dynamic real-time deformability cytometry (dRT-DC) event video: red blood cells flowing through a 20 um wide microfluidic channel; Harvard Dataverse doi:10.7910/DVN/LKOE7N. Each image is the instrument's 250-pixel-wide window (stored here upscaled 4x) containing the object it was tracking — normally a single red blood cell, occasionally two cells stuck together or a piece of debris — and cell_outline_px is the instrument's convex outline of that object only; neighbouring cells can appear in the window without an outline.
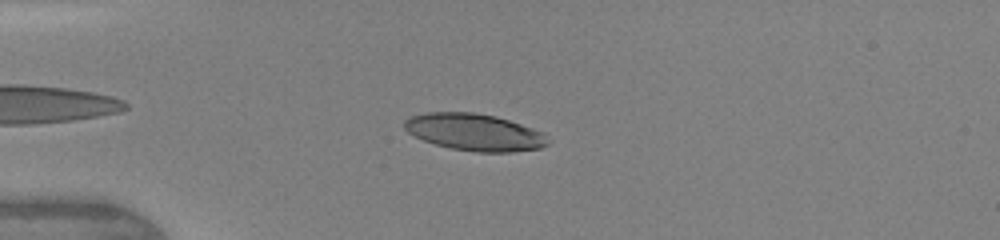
{"species": "human", "species_latin": "Homo sapiens", "temperature_condition": "warm", "stored_images_in_passage": 41, "camera_frame_rate_fps": 3000, "um_per_image_px": 0.085, "donor": {"sex": "female"}, "frame": {"image": 1, "passage_image": 7, "time_ms": 2.0, "image_size_px": [1000, 240], "cell_outline_px": [[548, 144], [540, 148], [512, 152], [476, 152], [452, 148], [436, 144], [424, 140], [408, 132], [404, 128], [404, 120], [408, 116], [428, 112], [472, 112], [496, 116], [544, 132]], "centroid_in_image_um": [40.31, 11.23], "position_along_channel_um": 44.7, "area_um2": 30.75}}
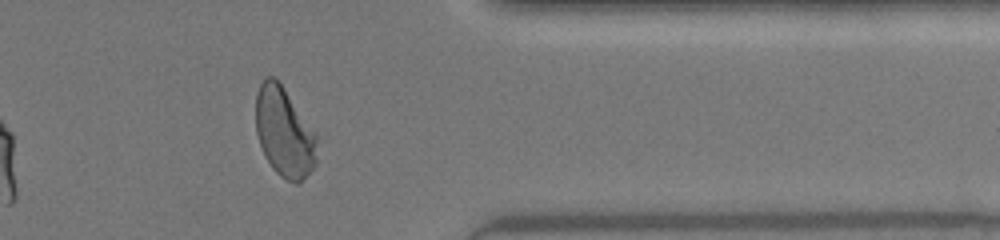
{"frame": {"image": 2, "passage_image": 33, "time_ms": 10.667, "image_size_px": [1000, 240], "cell_outline_px": [[316, 164], [300, 184], [296, 184], [280, 176], [272, 168], [264, 156], [256, 132], [256, 92], [264, 76], [272, 76], [284, 88], [316, 132]], "centroid_in_image_um": [24.16, 11.26], "position_along_channel_um": 387.2, "area_um2": 32.08}}
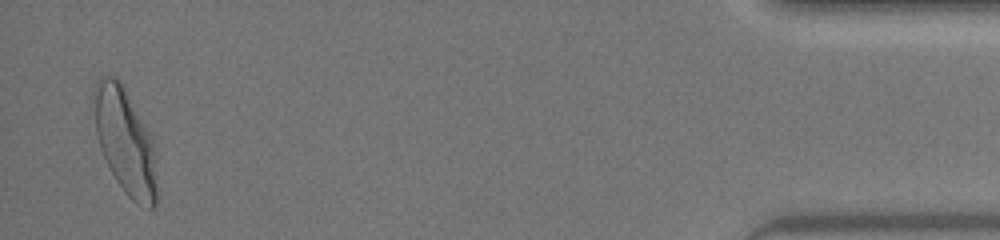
{"frame": {"image": 3, "passage_image": 40, "time_ms": 13.0, "image_size_px": [1000, 240], "cell_outline_px": [[156, 204], [152, 208], [148, 208], [136, 204], [124, 192], [116, 180], [100, 148], [96, 136], [92, 92], [96, 80], [104, 76], [112, 76], [120, 80], [148, 132], [156, 148]], "centroid_in_image_um": [10.62, 12.02], "position_along_channel_um": 424.6, "area_um2": 38.67}, "authors_computed_cell_mechanics": {"area_um2": 32.1946, "velocity_mm_per_s": 4.3744, "shape_relaxation_time_tau1_ms": 4.0143, "shape_relaxation_time_tau2_ms": 0.6534, "deformation_change_tau1": 0.1972, "deformation_change_tau2": 0.0585}}